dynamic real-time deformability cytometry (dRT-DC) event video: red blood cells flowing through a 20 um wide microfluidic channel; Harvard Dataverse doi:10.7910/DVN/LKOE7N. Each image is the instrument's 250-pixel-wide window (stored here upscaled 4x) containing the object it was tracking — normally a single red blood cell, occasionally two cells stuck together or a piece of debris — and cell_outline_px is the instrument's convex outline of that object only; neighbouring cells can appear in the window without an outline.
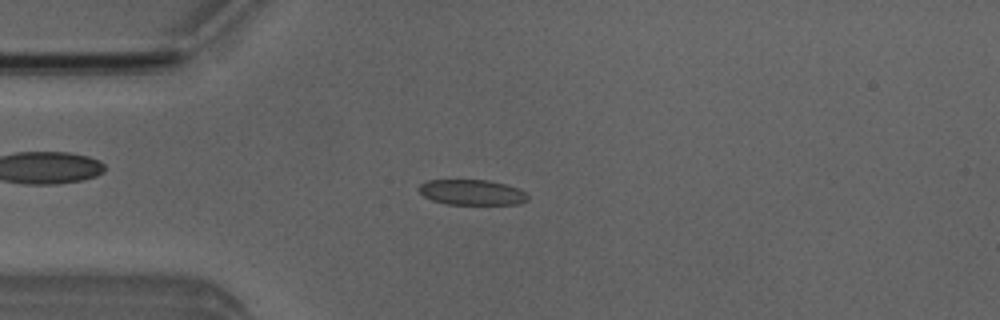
{"species": "Egyptian fruit bat (a non-hibernating species)", "species_latin": "Rousettus aegyptiacus", "temperature_condition": "room temperature", "stored_images_in_passage": 4, "camera_frame_rate_fps": 3000, "um_per_image_px": 0.085, "animal": {"sex": "male"}, "frame": {"image": 1, "passage_image": 3, "time_ms": 2.333, "image_size_px": [1000, 320], "cell_outline_px": [[528, 200], [520, 204], [444, 204], [432, 200], [424, 196], [416, 188], [420, 184], [428, 180], [488, 180], [520, 188], [528, 196]], "centroid_in_image_um": [40.1, 16.35], "position_along_channel_um": 44.9, "area_um2": 16.18}}